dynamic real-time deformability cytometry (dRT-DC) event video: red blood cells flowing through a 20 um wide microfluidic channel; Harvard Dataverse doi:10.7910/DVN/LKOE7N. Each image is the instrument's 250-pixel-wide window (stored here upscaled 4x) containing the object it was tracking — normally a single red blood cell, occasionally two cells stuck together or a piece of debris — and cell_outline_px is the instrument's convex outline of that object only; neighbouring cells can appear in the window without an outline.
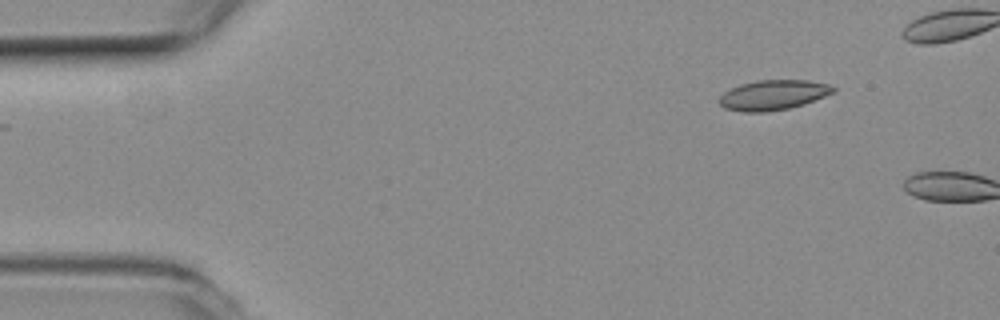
{"species": "common noctule bat (a hibernating species)", "species_latin": "Nyctalus noctula", "temperature_condition": "room temperature", "stored_images_in_passage": 3, "camera_frame_rate_fps": 3000, "um_per_image_px": 0.085, "animal": {"sex": "female", "body_mass_g": 19.3, "forearm_length_mm": 54.1}, "frame": {"image": 1, "passage_image": 2, "time_ms": 0.333, "image_size_px": [1000, 320], "cell_outline_px": [[836, 92], [804, 104], [788, 108], [764, 112], [744, 112], [724, 108], [716, 100], [724, 92], [740, 84], [756, 80], [808, 80], [828, 84], [836, 88]], "centroid_in_image_um": [65.71, 8.07], "position_along_channel_um": 19.3, "area_um2": 20.0}}